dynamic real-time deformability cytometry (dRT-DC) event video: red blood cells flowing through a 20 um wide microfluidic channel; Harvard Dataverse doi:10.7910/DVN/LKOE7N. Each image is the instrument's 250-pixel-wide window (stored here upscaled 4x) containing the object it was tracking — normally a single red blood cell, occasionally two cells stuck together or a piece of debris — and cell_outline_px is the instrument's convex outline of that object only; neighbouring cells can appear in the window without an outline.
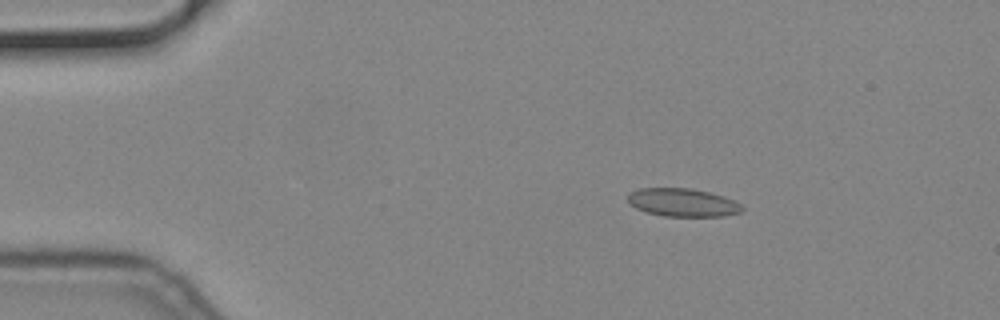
{"species": "common noctule bat (a hibernating species)", "species_latin": "Nyctalus noctula", "temperature_condition": "cold", "stored_images_in_passage": 48, "camera_frame_rate_fps": 3000, "um_per_image_px": 0.085, "animal": {"sex": "male", "body_mass_g": 19.2, "forearm_length_mm": 51.8}, "frame": {"image": 1, "passage_image": 1, "time_ms": 0.0, "image_size_px": [1000, 320], "cell_outline_px": [[744, 208], [740, 212], [724, 216], [664, 216], [644, 212], [628, 204], [628, 196], [632, 192], [640, 188], [692, 188], [724, 196], [736, 200]], "centroid_in_image_um": [58.03, 17.21], "position_along_channel_um": 27.0, "area_um2": 18.84}}
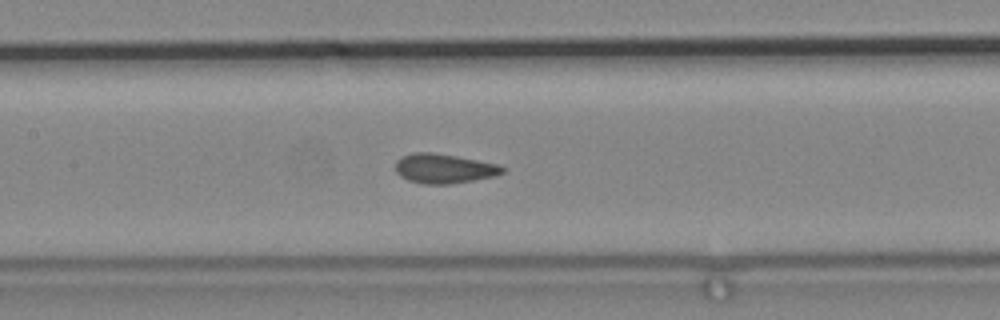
{"frame": {"image": 2, "passage_image": 18, "time_ms": 5.667, "image_size_px": [1000, 320], "cell_outline_px": [[508, 168], [504, 172], [496, 176], [448, 184], [424, 184], [408, 180], [400, 176], [396, 172], [396, 160], [400, 156], [412, 152], [432, 152], [456, 156], [496, 164]], "centroid_in_image_um": [37.72, 14.32], "position_along_channel_um": 169.7, "area_um2": 18.44}}
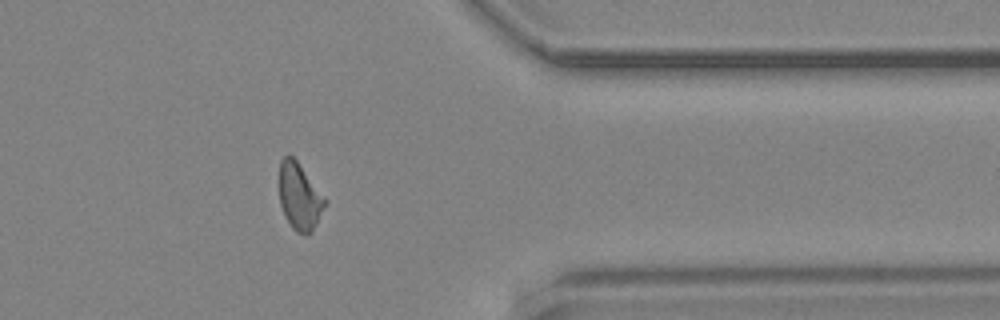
{"frame": {"image": 3, "passage_image": 37, "time_ms": 12.0, "image_size_px": [1000, 320], "cell_outline_px": [[328, 200], [312, 232], [308, 236], [296, 232], [292, 228], [284, 216], [280, 204], [280, 160], [288, 152], [296, 160]], "centroid_in_image_um": [25.47, 16.72], "position_along_channel_um": 385.9, "area_um2": 17.92}}